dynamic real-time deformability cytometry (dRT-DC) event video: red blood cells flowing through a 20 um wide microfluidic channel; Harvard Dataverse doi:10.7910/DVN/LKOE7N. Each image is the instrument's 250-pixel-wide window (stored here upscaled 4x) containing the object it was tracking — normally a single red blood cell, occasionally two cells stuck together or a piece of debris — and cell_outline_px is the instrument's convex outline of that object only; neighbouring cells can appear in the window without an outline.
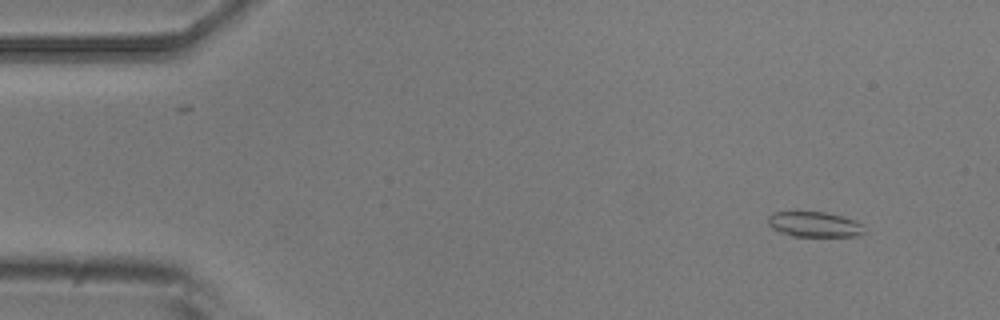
{"species": "common noctule bat (a hibernating species)", "species_latin": "Nyctalus noctula", "temperature_condition": "room temperature", "stored_images_in_passage": 5, "camera_frame_rate_fps": 3000, "um_per_image_px": 0.085, "animal": {"sex": "male", "body_mass_g": 20.5, "forearm_length_mm": 52.5}, "frame": {"image": 1, "passage_image": 1, "time_ms": 0.0, "image_size_px": [1000, 320], "cell_outline_px": [[864, 232], [856, 236], [792, 236], [780, 232], [772, 228], [768, 224], [768, 216], [772, 212], [824, 212], [844, 216], [856, 220], [860, 224]], "centroid_in_image_um": [69.2, 19.06], "position_along_channel_um": 15.8, "area_um2": 14.1}}